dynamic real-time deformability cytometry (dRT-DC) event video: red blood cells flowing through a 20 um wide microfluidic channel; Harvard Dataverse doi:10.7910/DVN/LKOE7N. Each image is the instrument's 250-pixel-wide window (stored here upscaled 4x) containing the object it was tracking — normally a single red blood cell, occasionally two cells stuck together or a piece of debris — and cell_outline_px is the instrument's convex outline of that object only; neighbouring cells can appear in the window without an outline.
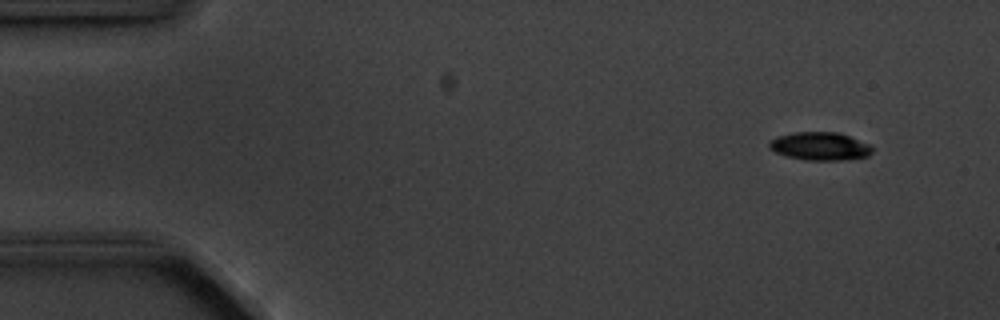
{"species": "common noctule bat (a hibernating species)", "species_latin": "Nyctalus noctula", "temperature_condition": "cold", "stored_images_in_passage": 5, "camera_frame_rate_fps": 3000, "um_per_image_px": 0.085, "animal": {"sex": "male", "body_mass_g": 20.1, "forearm_length_mm": 53.5}, "frame": {"image": 1, "passage_image": 1, "time_ms": 0.0, "image_size_px": [1000, 320], "cell_outline_px": [[872, 152], [868, 156], [848, 160], [804, 160], [784, 156], [768, 148], [768, 144], [776, 136], [796, 132], [836, 132], [848, 136], [868, 144], [872, 148]], "centroid_in_image_um": [69.66, 12.44], "position_along_channel_um": 15.3, "area_um2": 16.88}}
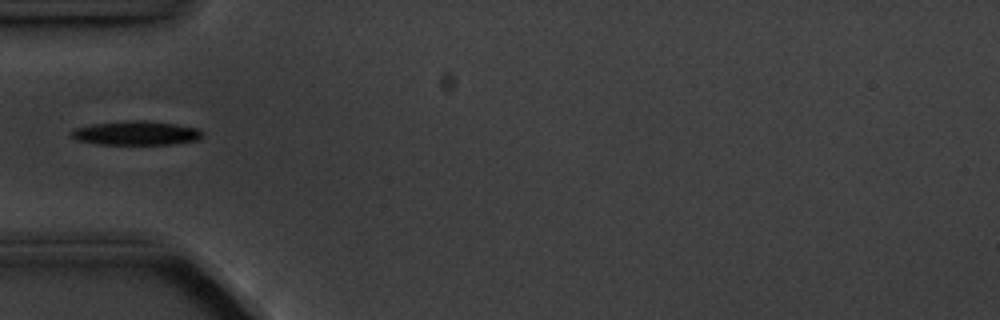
{"frame": {"image": 2, "passage_image": 5, "time_ms": 4.333, "image_size_px": [1000, 320], "cell_outline_px": [[204, 136], [200, 140], [172, 144], [100, 144], [76, 140], [72, 136], [72, 128], [92, 124], [124, 120], [144, 120], [176, 124], [200, 128], [204, 132]], "centroid_in_image_um": [11.63, 11.3], "position_along_channel_um": 73.4, "area_um2": 18.67}}